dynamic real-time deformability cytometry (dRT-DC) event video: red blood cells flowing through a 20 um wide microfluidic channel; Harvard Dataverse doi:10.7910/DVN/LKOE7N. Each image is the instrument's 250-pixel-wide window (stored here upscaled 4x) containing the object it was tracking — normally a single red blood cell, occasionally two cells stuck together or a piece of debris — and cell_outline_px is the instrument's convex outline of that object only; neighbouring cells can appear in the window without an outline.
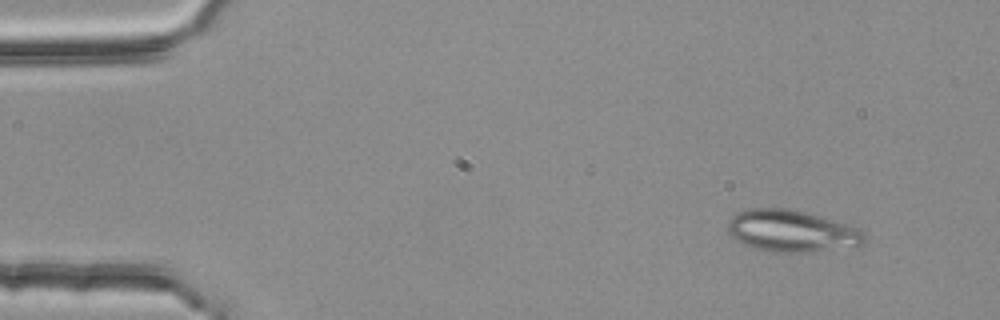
{"species": "common noctule bat (a hibernating species)", "species_latin": "Nyctalus noctula", "temperature_condition": "room temperature", "stored_images_in_passage": 3, "camera_frame_rate_fps": 3000, "um_per_image_px": 0.085, "animal": {"sex": "female", "body_mass_g": 25.1}, "frame": {"image": 1, "passage_image": 1, "time_ms": 0.0, "image_size_px": [1000, 320], "cell_outline_px": [[868, 236], [860, 244], [804, 252], [768, 252], [744, 244], [736, 240], [728, 232], [728, 220], [736, 212], [752, 208], [788, 208], [820, 216], [848, 224], [864, 232]], "centroid_in_image_um": [67.23, 19.61], "position_along_channel_um": 17.8, "area_um2": 32.89}}